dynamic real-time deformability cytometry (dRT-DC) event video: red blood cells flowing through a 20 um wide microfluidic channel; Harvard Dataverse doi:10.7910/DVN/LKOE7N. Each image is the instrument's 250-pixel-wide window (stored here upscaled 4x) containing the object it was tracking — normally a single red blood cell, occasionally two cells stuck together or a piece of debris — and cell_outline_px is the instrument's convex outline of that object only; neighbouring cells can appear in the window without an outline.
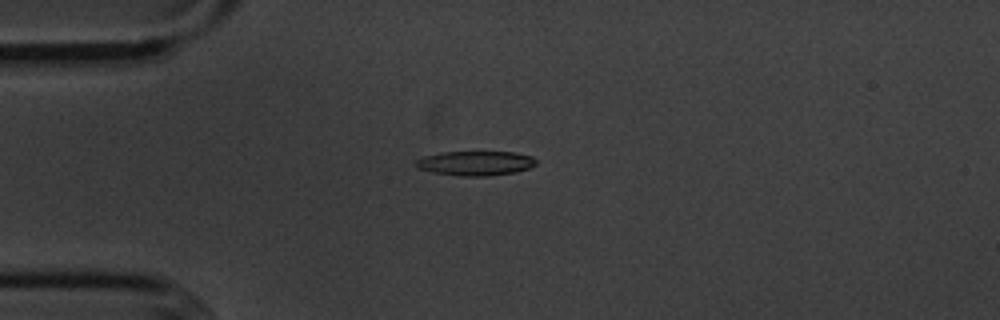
{"species": "common noctule bat (a hibernating species)", "species_latin": "Nyctalus noctula", "temperature_condition": "cold", "stored_images_in_passage": 1, "camera_frame_rate_fps": 3000, "um_per_image_px": 0.085, "animal": {"sex": "male", "body_mass_g": 20.1, "forearm_length_mm": 53.5}, "frame": {"image": 1, "passage_image": 1, "time_ms": 0.0, "image_size_px": [1000, 320], "cell_outline_px": [[536, 164], [528, 168], [516, 172], [488, 176], [460, 176], [432, 172], [420, 168], [416, 164], [416, 160], [424, 156], [440, 152], [512, 152], [532, 156], [536, 160]], "centroid_in_image_um": [40.43, 13.87], "position_along_channel_um": 44.6, "area_um2": 17.05}}